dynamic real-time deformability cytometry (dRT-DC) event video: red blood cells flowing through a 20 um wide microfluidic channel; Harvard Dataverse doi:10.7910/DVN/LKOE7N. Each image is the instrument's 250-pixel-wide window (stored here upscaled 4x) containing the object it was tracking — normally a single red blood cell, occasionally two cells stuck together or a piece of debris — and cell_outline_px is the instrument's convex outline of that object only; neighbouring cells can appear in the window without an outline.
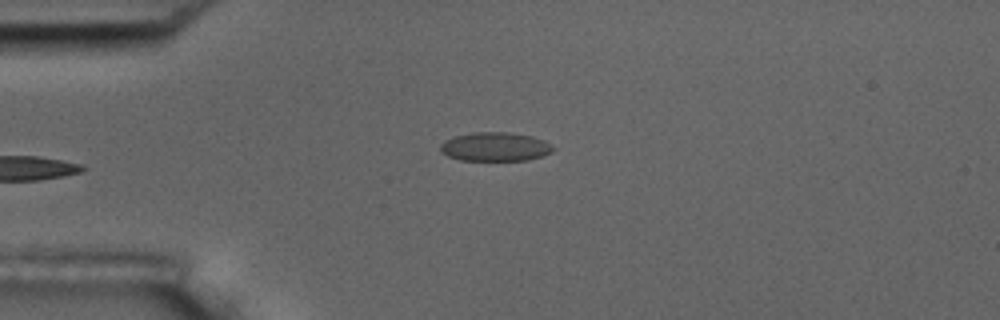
{"species": "common noctule bat (a hibernating species)", "species_latin": "Nyctalus noctula", "temperature_condition": "room temperature", "stored_images_in_passage": 5, "camera_frame_rate_fps": 3000, "um_per_image_px": 0.085, "animal": {"sex": "male", "body_mass_g": 17.5, "forearm_length_mm": 52.3}, "frame": {"image": 1, "passage_image": 5, "time_ms": 1.333, "image_size_px": [1000, 320], "cell_outline_px": [[556, 148], [552, 152], [544, 156], [528, 160], [460, 160], [448, 156], [440, 152], [440, 144], [444, 140], [452, 136], [472, 132], [508, 132], [532, 136], [544, 140]], "centroid_in_image_um": [42.08, 12.47], "position_along_channel_um": 42.9, "area_um2": 19.25}}